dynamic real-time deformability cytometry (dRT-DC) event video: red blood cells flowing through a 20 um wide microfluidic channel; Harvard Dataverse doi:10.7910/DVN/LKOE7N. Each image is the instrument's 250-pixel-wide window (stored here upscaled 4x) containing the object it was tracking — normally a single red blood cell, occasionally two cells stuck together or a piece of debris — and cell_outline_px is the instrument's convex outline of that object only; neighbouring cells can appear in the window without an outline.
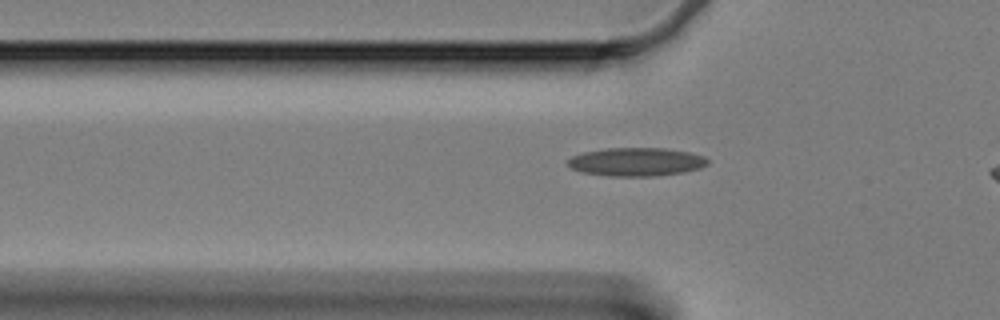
{"species": "Egyptian fruit bat (a non-hibernating species)", "species_latin": "Rousettus aegyptiacus", "temperature_condition": "cold", "stored_images_in_passage": 43, "camera_frame_rate_fps": 3000, "um_per_image_px": 0.085, "animal": {"sex": "female"}, "frame": {"image": 1, "passage_image": 10, "time_ms": 3.0, "image_size_px": [1000, 320], "cell_outline_px": [[708, 164], [700, 168], [684, 172], [656, 176], [608, 176], [580, 172], [572, 168], [568, 164], [568, 160], [572, 156], [584, 152], [608, 148], [664, 148], [688, 152], [704, 156], [708, 160]], "centroid_in_image_um": [54.09, 13.76], "position_along_channel_um": 71.7, "area_um2": 23.12}}
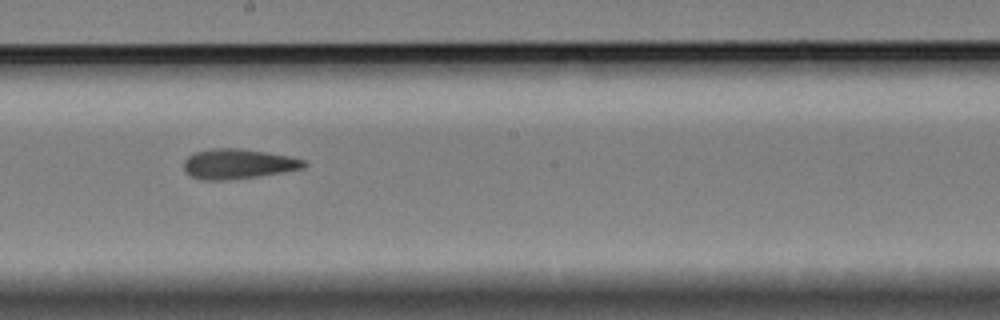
{"frame": {"image": 2, "passage_image": 24, "time_ms": 7.667, "image_size_px": [1000, 320], "cell_outline_px": [[308, 164], [304, 168], [284, 172], [256, 176], [220, 180], [204, 180], [192, 176], [184, 172], [184, 160], [188, 156], [196, 152], [212, 148], [240, 148], [288, 156], [304, 160]], "centroid_in_image_um": [20.22, 13.92], "position_along_channel_um": 228.0, "area_um2": 20.75}}
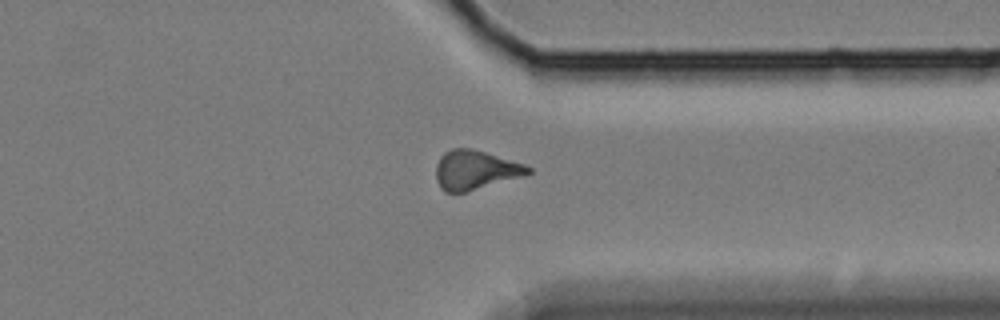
{"frame": {"image": 3, "passage_image": 37, "time_ms": 12.0, "image_size_px": [1000, 320], "cell_outline_px": [[532, 172], [524, 176], [464, 192], [444, 192], [440, 188], [436, 180], [436, 164], [440, 156], [444, 152], [452, 148], [472, 148], [524, 164], [532, 168]], "centroid_in_image_um": [40.38, 14.44], "position_along_channel_um": 371.0, "area_um2": 21.04}}